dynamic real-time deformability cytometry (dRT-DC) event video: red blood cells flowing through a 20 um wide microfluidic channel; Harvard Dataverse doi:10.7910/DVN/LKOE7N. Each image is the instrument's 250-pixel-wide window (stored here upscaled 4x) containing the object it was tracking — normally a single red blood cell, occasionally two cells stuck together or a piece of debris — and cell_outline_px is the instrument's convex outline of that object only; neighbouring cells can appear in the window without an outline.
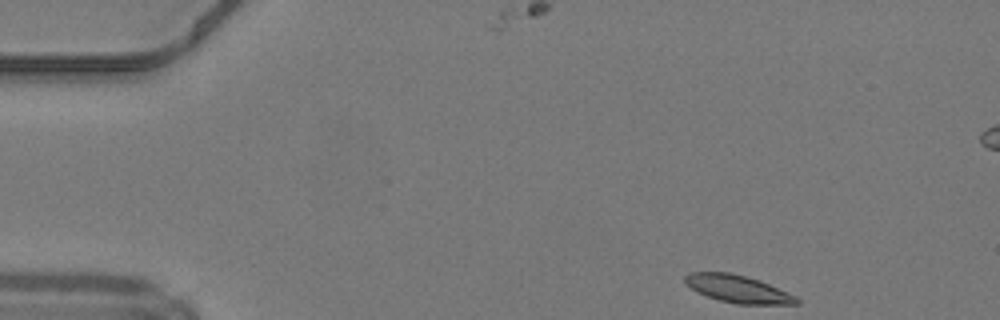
{"species": "common noctule bat (a hibernating species)", "species_latin": "Nyctalus noctula", "temperature_condition": "warm", "stored_images_in_passage": 44, "camera_frame_rate_fps": 3000, "um_per_image_px": 0.085, "animal": {"sex": "male", "body_mass_g": 19.2, "forearm_length_mm": 51.8}, "frame": {"image": 1, "passage_image": 1, "time_ms": 0.0, "image_size_px": [1000, 320], "cell_outline_px": [[800, 304], [736, 304], [720, 300], [696, 292], [684, 284], [684, 276], [688, 272], [728, 272], [760, 280], [796, 296], [800, 300]], "centroid_in_image_um": [62.68, 24.55], "position_along_channel_um": 22.3, "area_um2": 17.92}}
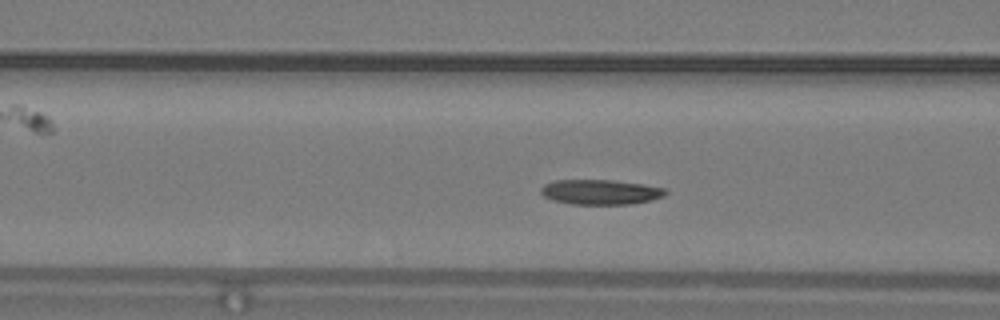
{"frame": {"image": 2, "passage_image": 14, "time_ms": 4.333, "image_size_px": [1000, 320], "cell_outline_px": [[668, 192], [664, 196], [652, 200], [632, 204], [572, 204], [552, 200], [544, 196], [540, 192], [540, 188], [544, 184], [556, 180], [612, 180], [644, 184], [664, 188]], "centroid_in_image_um": [51.05, 16.32], "position_along_channel_um": 115.6, "area_um2": 18.21}}
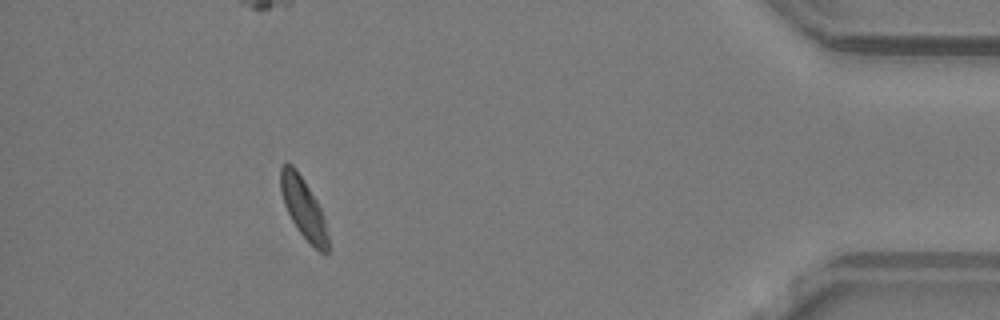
{"frame": {"image": 3, "passage_image": 39, "time_ms": 12.667, "image_size_px": [1000, 320], "cell_outline_px": [[328, 252], [320, 252], [296, 228], [284, 204], [280, 192], [280, 168], [284, 164], [292, 164], [296, 168], [304, 180], [316, 200], [324, 216], [328, 236]], "centroid_in_image_um": [25.78, 17.65], "position_along_channel_um": 409.4, "area_um2": 16.47}, "authors_computed_cell_mechanics": {"area_um2": 18.2648, "velocity_mm_per_s": 4.1937, "shape_relaxation_time_tau1_ms": 2.6528, "shape_relaxation_time_tau2_ms": 6.204, "deformation_change_tau1": 0.0954, "deformation_change_tau2": 0.1031}}